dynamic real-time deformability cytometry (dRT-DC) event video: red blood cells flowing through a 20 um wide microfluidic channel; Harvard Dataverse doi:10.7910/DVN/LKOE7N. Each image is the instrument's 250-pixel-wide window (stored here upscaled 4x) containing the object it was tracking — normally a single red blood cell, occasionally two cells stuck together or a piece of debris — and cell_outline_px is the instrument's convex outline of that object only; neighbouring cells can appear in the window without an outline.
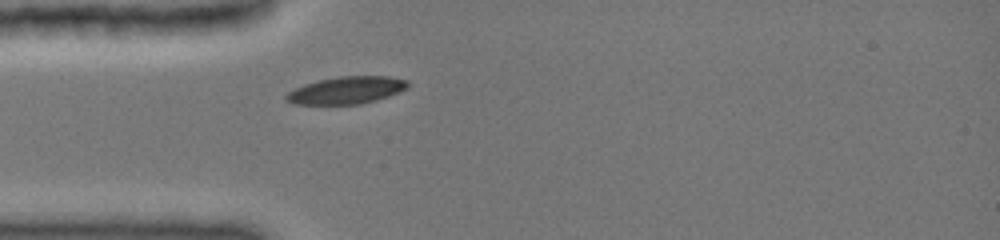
{"species": "common noctule bat (a hibernating species)", "species_latin": "Nyctalus noctula", "temperature_condition": "cold", "stored_images_in_passage": 36, "camera_frame_rate_fps": 3000, "um_per_image_px": 0.085, "animal": {"sex": "female", "body_mass_g": 19.0, "forearm_length_mm": 51.5}, "frame": {"image": 1, "passage_image": 1, "time_ms": 0.0, "image_size_px": [1000, 240], "cell_outline_px": [[408, 84], [404, 88], [396, 92], [376, 100], [356, 104], [296, 104], [288, 100], [284, 96], [288, 92], [304, 84], [320, 80], [340, 76], [388, 76], [408, 80]], "centroid_in_image_um": [29.42, 7.66], "position_along_channel_um": 55.6, "area_um2": 18.84}}
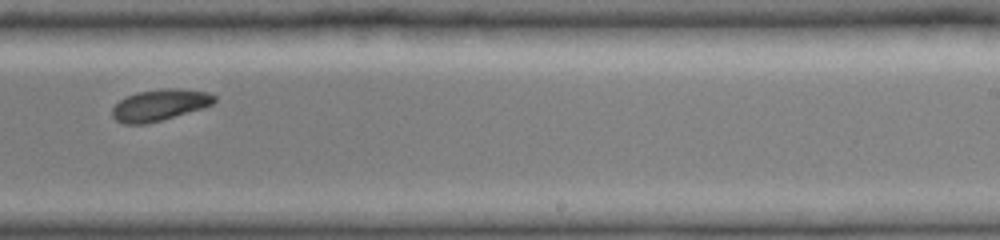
{"frame": {"image": 2, "passage_image": 21, "time_ms": 5.667, "image_size_px": [1000, 240], "cell_outline_px": [[216, 100], [212, 104], [200, 108], [160, 120], [144, 124], [124, 124], [116, 120], [112, 116], [112, 108], [120, 100], [136, 92], [160, 88], [180, 88], [208, 92], [216, 96]], "centroid_in_image_um": [13.55, 8.9], "position_along_channel_um": 275.4, "area_um2": 18.5}}
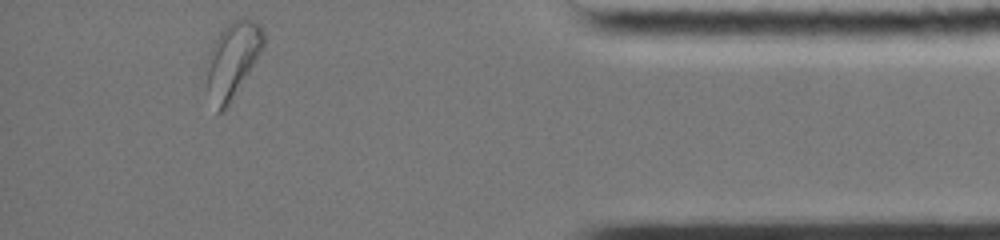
{"frame": {"image": 3, "passage_image": 36, "time_ms": 10.0, "image_size_px": [1000, 240], "cell_outline_px": [[264, 48], [232, 100], [224, 112], [216, 112], [208, 88], [204, 64], [212, 44], [220, 28], [232, 20], [244, 16], [256, 20], [260, 24], [264, 32]], "centroid_in_image_um": [19.76, 5.02], "position_along_channel_um": 415.4, "area_um2": 25.84}, "authors_computed_cell_mechanics": {"area_um2": 19.363, "velocity_mm_per_s": 3.9416, "shape_relaxation_time_tau1_ms": 1.8465, "shape_relaxation_time_tau2_ms": null, "deformation_change_tau1": 0.0725, "deformation_change_tau2": null}}